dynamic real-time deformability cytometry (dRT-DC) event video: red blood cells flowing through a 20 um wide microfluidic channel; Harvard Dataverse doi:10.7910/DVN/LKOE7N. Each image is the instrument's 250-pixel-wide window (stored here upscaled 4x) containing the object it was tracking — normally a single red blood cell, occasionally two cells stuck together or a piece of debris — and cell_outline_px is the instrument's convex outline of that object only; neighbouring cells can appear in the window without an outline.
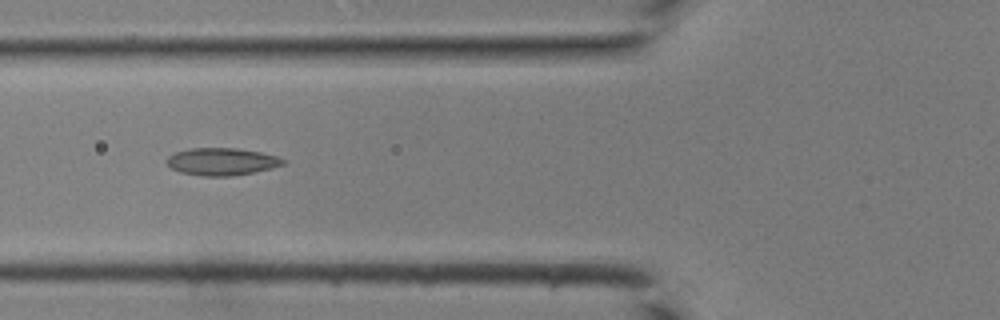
{"species": "common noctule bat (a hibernating species)", "species_latin": "Nyctalus noctula", "temperature_condition": "room temperature", "stored_images_in_passage": 37, "camera_frame_rate_fps": 3000, "um_per_image_px": 0.085, "animal": {"sex": "male", "body_mass_g": 19.0, "forearm_length_mm": 50.8}, "frame": {"image": 1, "passage_image": 11, "time_ms": 3.333, "image_size_px": [1000, 320], "cell_outline_px": [[284, 164], [272, 168], [232, 176], [204, 176], [180, 172], [172, 168], [168, 164], [168, 156], [176, 152], [192, 148], [236, 148], [260, 152], [276, 156], [284, 160]], "centroid_in_image_um": [18.85, 13.73], "position_along_channel_um": 106.9, "area_um2": 18.26}}
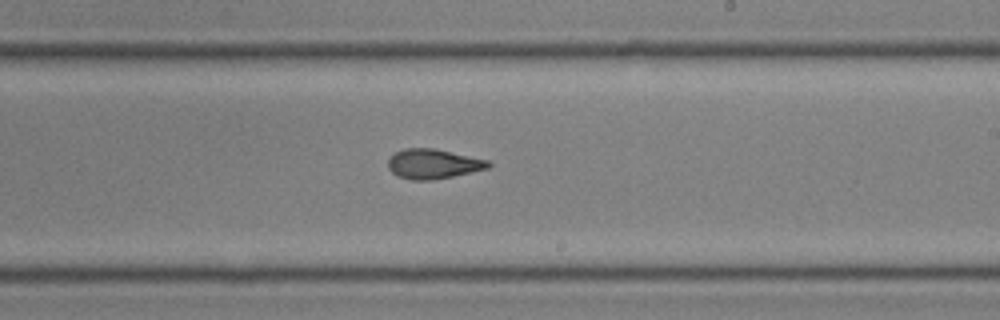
{"frame": {"image": 2, "passage_image": 20, "time_ms": 6.333, "image_size_px": [1000, 320], "cell_outline_px": [[492, 164], [488, 168], [452, 176], [432, 180], [412, 180], [396, 176], [388, 168], [388, 160], [396, 152], [404, 148], [436, 148], [488, 160]], "centroid_in_image_um": [36.81, 13.92], "position_along_channel_um": 252.2, "area_um2": 17.34}}
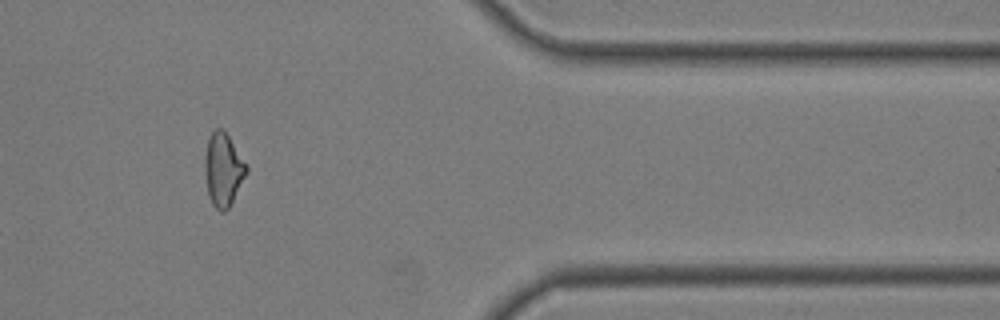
{"frame": {"image": 3, "passage_image": 30, "time_ms": 9.667, "image_size_px": [1000, 320], "cell_outline_px": [[248, 172], [228, 208], [224, 212], [220, 212], [212, 204], [208, 196], [204, 172], [204, 160], [208, 140], [212, 132], [216, 128], [224, 128], [248, 168]], "centroid_in_image_um": [18.95, 14.42], "position_along_channel_um": 392.4, "area_um2": 17.69}}